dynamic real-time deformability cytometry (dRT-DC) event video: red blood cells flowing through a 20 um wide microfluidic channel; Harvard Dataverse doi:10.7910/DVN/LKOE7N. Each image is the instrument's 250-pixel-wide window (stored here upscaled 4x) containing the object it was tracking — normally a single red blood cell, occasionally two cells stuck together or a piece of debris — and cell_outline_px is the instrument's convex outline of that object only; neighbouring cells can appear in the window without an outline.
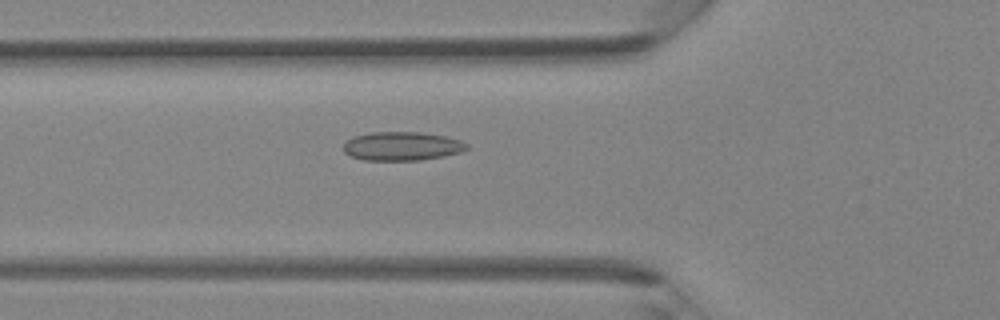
{"species": "Egyptian fruit bat (a non-hibernating species)", "species_latin": "Rousettus aegyptiacus", "temperature_condition": "room temperature", "stored_images_in_passage": 38, "camera_frame_rate_fps": 3000, "um_per_image_px": 0.085, "animal": {"sex": "female"}, "frame": {"image": 1, "passage_image": 12, "time_ms": 3.667, "image_size_px": [1000, 320], "cell_outline_px": [[468, 148], [460, 152], [444, 156], [420, 160], [364, 160], [348, 156], [344, 152], [344, 144], [352, 136], [372, 132], [420, 132], [444, 136], [460, 140], [468, 144]], "centroid_in_image_um": [34.14, 12.42], "position_along_channel_um": 91.7, "area_um2": 20.69}}
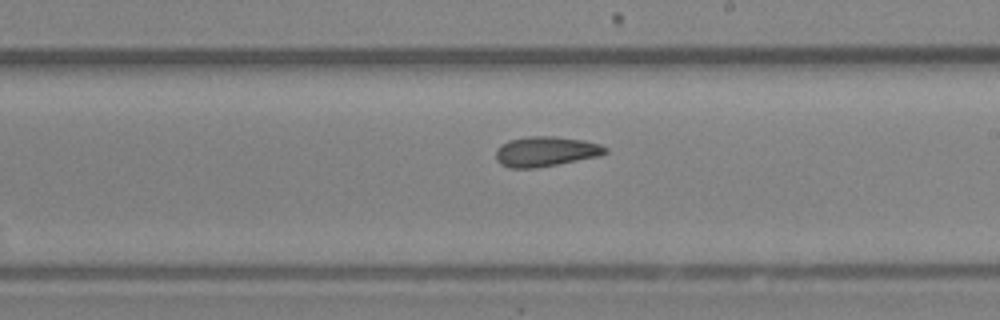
{"frame": {"image": 2, "passage_image": 21, "time_ms": 6.667, "image_size_px": [1000, 320], "cell_outline_px": [[608, 152], [600, 156], [536, 168], [508, 168], [500, 164], [496, 160], [496, 148], [500, 144], [508, 140], [528, 136], [556, 136], [584, 140], [600, 144], [608, 148]], "centroid_in_image_um": [46.37, 12.87], "position_along_channel_um": 242.6, "area_um2": 19.42}}
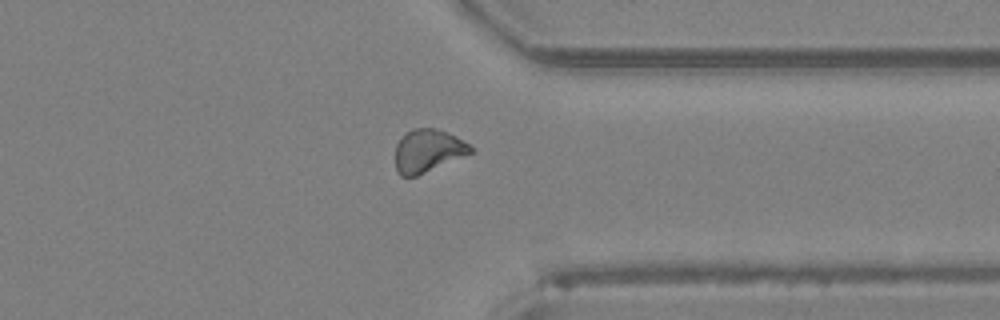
{"frame": {"image": 3, "passage_image": 29, "time_ms": 9.333, "image_size_px": [1000, 320], "cell_outline_px": [[472, 152], [416, 176], [400, 176], [396, 172], [396, 144], [412, 128], [432, 128], [456, 136], [468, 144], [472, 148]], "centroid_in_image_um": [36.33, 12.82], "position_along_channel_um": 375.1, "area_um2": 18.26}}